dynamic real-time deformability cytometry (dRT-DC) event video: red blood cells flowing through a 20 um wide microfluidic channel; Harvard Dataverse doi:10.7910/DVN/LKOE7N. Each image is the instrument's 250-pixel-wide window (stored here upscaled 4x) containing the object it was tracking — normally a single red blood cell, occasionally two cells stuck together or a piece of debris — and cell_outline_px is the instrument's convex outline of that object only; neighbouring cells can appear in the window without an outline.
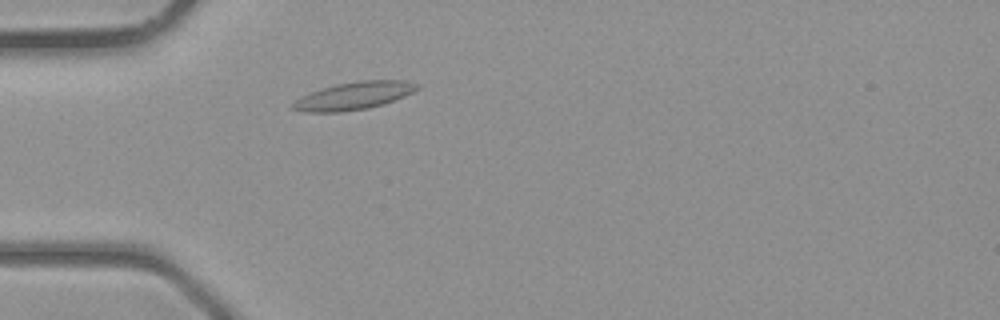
{"species": "common noctule bat (a hibernating species)", "species_latin": "Nyctalus noctula", "temperature_condition": "room temperature", "stored_images_in_passage": 23, "camera_frame_rate_fps": 3000, "um_per_image_px": 0.085, "animal": {"sex": "male", "body_mass_g": 23.1, "forearm_length_mm": 52.7}, "frame": {"image": 1, "passage_image": 1, "time_ms": 0.0, "image_size_px": [1000, 320], "cell_outline_px": [[420, 88], [404, 96], [384, 104], [368, 108], [340, 112], [304, 112], [292, 108], [292, 104], [296, 100], [312, 92], [336, 84], [360, 80], [404, 80], [420, 84]], "centroid_in_image_um": [30.14, 8.14], "position_along_channel_um": 54.9, "area_um2": 19.83}}
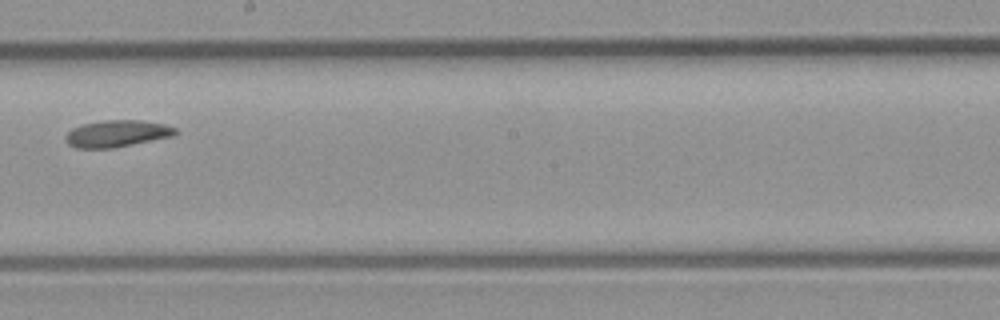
{"frame": {"image": 2, "passage_image": 12, "time_ms": 3.667, "image_size_px": [1000, 320], "cell_outline_px": [[180, 132], [172, 136], [112, 148], [76, 148], [68, 144], [64, 136], [72, 128], [84, 124], [104, 120], [140, 120], [164, 124], [176, 128]], "centroid_in_image_um": [9.94, 11.35], "position_along_channel_um": 238.3, "area_um2": 17.05}}
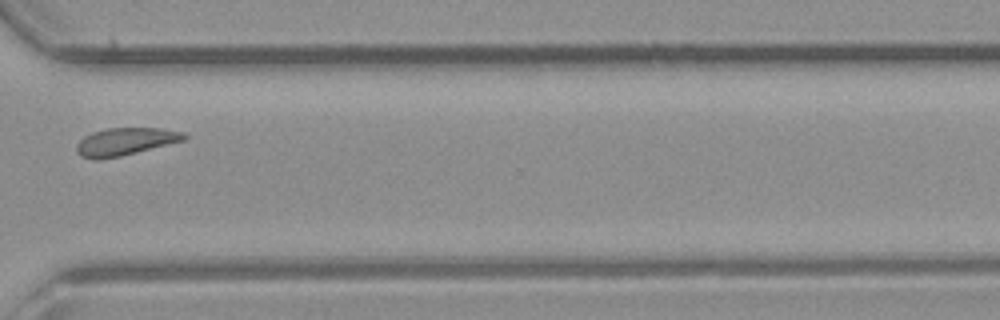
{"frame": {"image": 3, "passage_image": 19, "time_ms": 6.0, "image_size_px": [1000, 320], "cell_outline_px": [[188, 136], [184, 140], [120, 156], [96, 160], [80, 156], [76, 152], [76, 144], [84, 136], [92, 132], [108, 128], [160, 128], [184, 132]], "centroid_in_image_um": [10.61, 12.03], "position_along_channel_um": 360.0, "area_um2": 17.17}}